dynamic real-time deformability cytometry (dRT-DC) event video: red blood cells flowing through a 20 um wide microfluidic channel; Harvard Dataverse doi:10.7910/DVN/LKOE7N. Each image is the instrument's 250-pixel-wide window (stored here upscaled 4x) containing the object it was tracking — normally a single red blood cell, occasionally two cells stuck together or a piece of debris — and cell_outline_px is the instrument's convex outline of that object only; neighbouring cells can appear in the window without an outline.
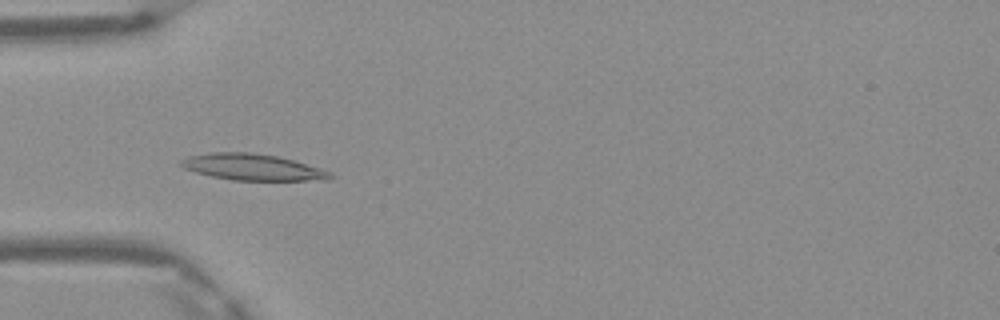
{"species": "Egyptian fruit bat (a non-hibernating species)", "species_latin": "Rousettus aegyptiacus", "temperature_condition": "warm", "stored_images_in_passage": 40, "camera_frame_rate_fps": 3000, "um_per_image_px": 0.085, "frame": {"image": 1, "passage_image": 7, "time_ms": 2.0, "image_size_px": [1000, 320], "cell_outline_px": [[336, 176], [328, 180], [232, 180], [212, 176], [196, 172], [184, 168], [180, 164], [180, 160], [188, 156], [212, 152], [252, 152], [276, 156], [292, 160], [320, 168], [332, 172]], "centroid_in_image_um": [21.49, 14.2], "position_along_channel_um": 63.5, "area_um2": 22.83}}
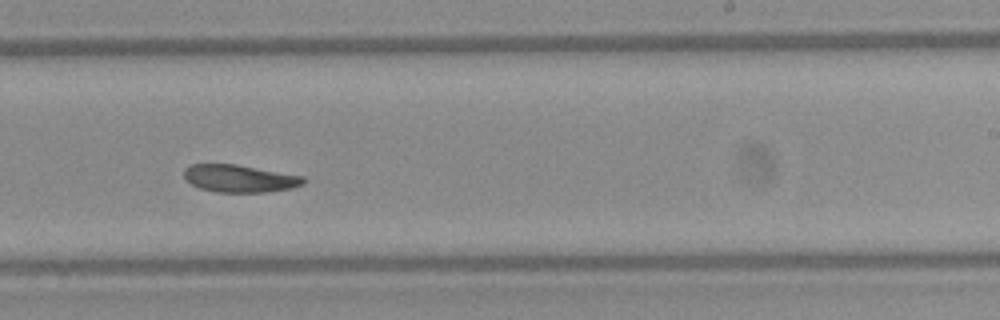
{"frame": {"image": 2, "passage_image": 22, "time_ms": 7.0, "image_size_px": [1000, 320], "cell_outline_px": [[308, 180], [304, 184], [292, 188], [264, 192], [216, 192], [200, 188], [192, 184], [184, 176], [184, 168], [192, 164], [236, 164], [304, 176]], "centroid_in_image_um": [20.4, 15.17], "position_along_channel_um": 268.6, "area_um2": 19.13}}
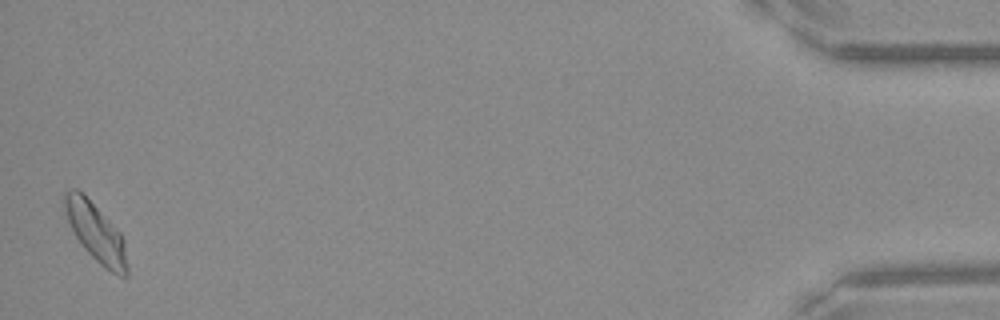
{"frame": {"image": 3, "passage_image": 40, "time_ms": 13.0, "image_size_px": [1000, 320], "cell_outline_px": [[128, 276], [120, 276], [104, 268], [84, 248], [76, 236], [68, 220], [64, 208], [64, 192], [72, 188], [76, 188], [120, 232], [124, 240], [128, 268]], "centroid_in_image_um": [8.17, 19.8], "position_along_channel_um": 427.0, "area_um2": 20.69}, "authors_computed_cell_mechanics": {"area_um2": 19.9699, "velocity_mm_per_s": 4.1277, "shape_relaxation_time_tau1_ms": null, "shape_relaxation_time_tau2_ms": 5.6422, "deformation_change_tau1": null, "deformation_change_tau2": 0.1194}}